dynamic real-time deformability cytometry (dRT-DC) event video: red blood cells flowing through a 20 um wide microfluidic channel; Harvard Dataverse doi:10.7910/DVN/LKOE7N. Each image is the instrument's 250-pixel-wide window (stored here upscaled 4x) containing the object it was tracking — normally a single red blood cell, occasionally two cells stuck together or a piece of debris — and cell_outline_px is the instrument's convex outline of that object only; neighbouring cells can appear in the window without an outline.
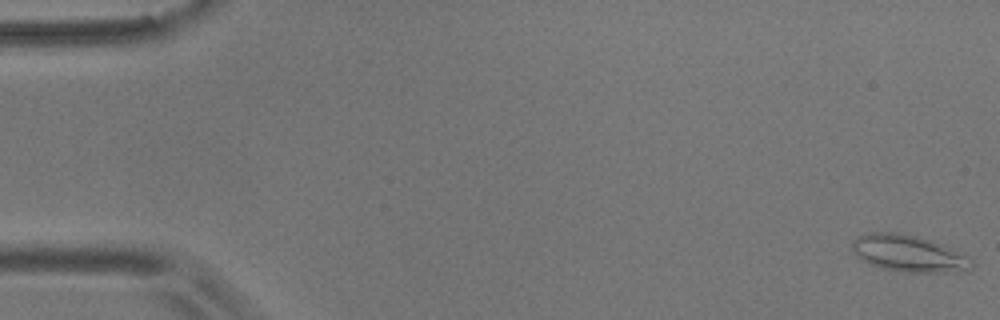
{"species": "common noctule bat (a hibernating species)", "species_latin": "Nyctalus noctula", "temperature_condition": "room temperature", "stored_images_in_passage": 16, "camera_frame_rate_fps": 3000, "um_per_image_px": 0.085, "animal": {"sex": "male", "body_mass_g": 17.9}, "frame": {"image": 1, "passage_image": 1, "time_ms": 0.0, "image_size_px": [1000, 320], "cell_outline_px": [[976, 264], [972, 268], [948, 272], [904, 272], [880, 268], [856, 256], [852, 248], [852, 240], [868, 232], [896, 232], [916, 236], [932, 240], [944, 244], [972, 256]], "centroid_in_image_um": [77.31, 21.54], "position_along_channel_um": 7.7, "area_um2": 25.89}}